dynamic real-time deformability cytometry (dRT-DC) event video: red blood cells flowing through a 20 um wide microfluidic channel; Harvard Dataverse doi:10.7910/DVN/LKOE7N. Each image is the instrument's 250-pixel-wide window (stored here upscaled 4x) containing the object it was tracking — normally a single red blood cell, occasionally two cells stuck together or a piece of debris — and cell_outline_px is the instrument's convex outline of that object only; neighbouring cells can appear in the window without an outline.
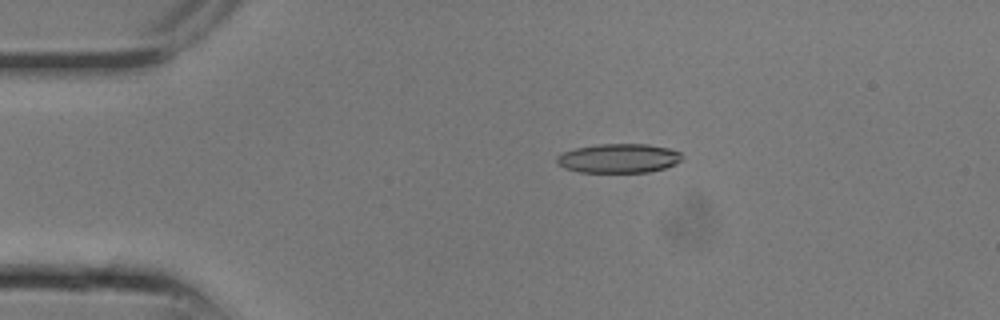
{"species": "common noctule bat (a hibernating species)", "species_latin": "Nyctalus noctula", "temperature_condition": "room temperature", "stored_images_in_passage": 2, "camera_frame_rate_fps": 3000, "um_per_image_px": 0.085, "animal": {"sex": "male", "body_mass_g": 13.3}, "frame": {"image": 1, "passage_image": 1, "time_ms": 0.0, "image_size_px": [1000, 320], "cell_outline_px": [[684, 160], [676, 164], [664, 168], [648, 172], [580, 172], [564, 168], [556, 164], [556, 156], [564, 152], [576, 148], [600, 144], [648, 144], [668, 148], [680, 152], [684, 156]], "centroid_in_image_um": [52.61, 13.46], "position_along_channel_um": 32.4, "area_um2": 21.44}}